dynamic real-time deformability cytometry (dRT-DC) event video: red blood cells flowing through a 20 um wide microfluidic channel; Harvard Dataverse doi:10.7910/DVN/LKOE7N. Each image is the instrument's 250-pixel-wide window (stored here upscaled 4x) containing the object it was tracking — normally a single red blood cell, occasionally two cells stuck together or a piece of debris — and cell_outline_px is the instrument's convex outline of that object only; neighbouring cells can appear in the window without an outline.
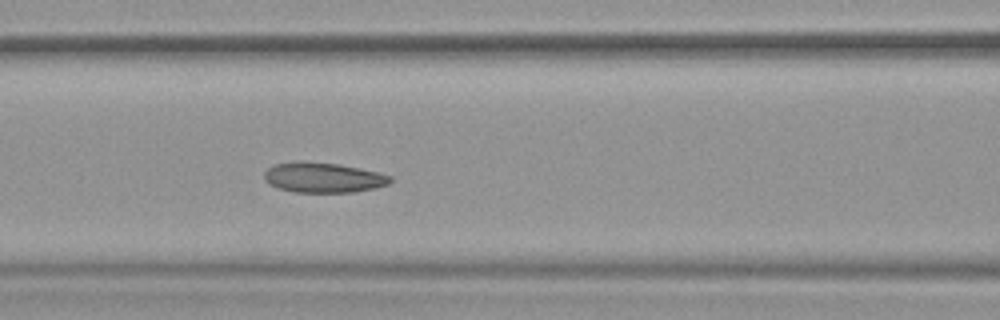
{"species": "common noctule bat (a hibernating species)", "species_latin": "Nyctalus noctula", "temperature_condition": "warm", "stored_images_in_passage": 29, "camera_frame_rate_fps": 3000, "um_per_image_px": 0.085, "animal": {"sex": "female", "body_mass_g": 19.9}, "frame": {"image": 1, "passage_image": 13, "time_ms": 4.0, "image_size_px": [1000, 320], "cell_outline_px": [[392, 180], [388, 184], [376, 188], [352, 192], [292, 192], [276, 188], [268, 184], [264, 180], [264, 172], [272, 164], [296, 160], [300, 160], [340, 164], [380, 172], [392, 176]], "centroid_in_image_um": [27.43, 15.08], "position_along_channel_um": 139.2, "area_um2": 22.66}, "authors_computed_cell_mechanics": {"area_um2": 22.1952, "velocity_mm_per_s": 3.7944, "shape_relaxation_time_tau1_ms": 4.0472, "shape_relaxation_time_tau2_ms": 2.231, "deformation_change_tau1": 0.1114, "deformation_change_tau2": 0.097}}